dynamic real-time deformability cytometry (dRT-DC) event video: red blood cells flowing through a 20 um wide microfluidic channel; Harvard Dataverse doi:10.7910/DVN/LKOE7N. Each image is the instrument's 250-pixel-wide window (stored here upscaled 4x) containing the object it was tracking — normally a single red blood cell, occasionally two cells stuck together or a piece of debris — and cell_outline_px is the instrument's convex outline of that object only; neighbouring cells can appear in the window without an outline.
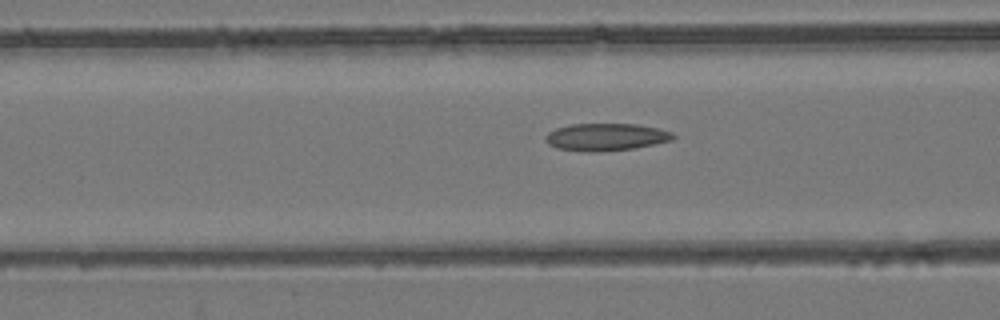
{"species": "common noctule bat (a hibernating species)", "species_latin": "Nyctalus noctula", "temperature_condition": "room temperature", "stored_images_in_passage": 54, "camera_frame_rate_fps": 3000, "um_per_image_px": 0.085, "animal": {"sex": "female", "body_mass_g": 24.6, "forearm_length_mm": 56.2}, "frame": {"image": 1, "passage_image": 22, "time_ms": 7.0, "image_size_px": [1000, 320], "cell_outline_px": [[676, 136], [672, 140], [632, 148], [596, 152], [584, 152], [556, 148], [548, 144], [544, 140], [544, 136], [548, 132], [556, 128], [572, 124], [636, 124], [656, 128], [672, 132]], "centroid_in_image_um": [51.44, 11.65], "position_along_channel_um": 115.2, "area_um2": 20.29}}
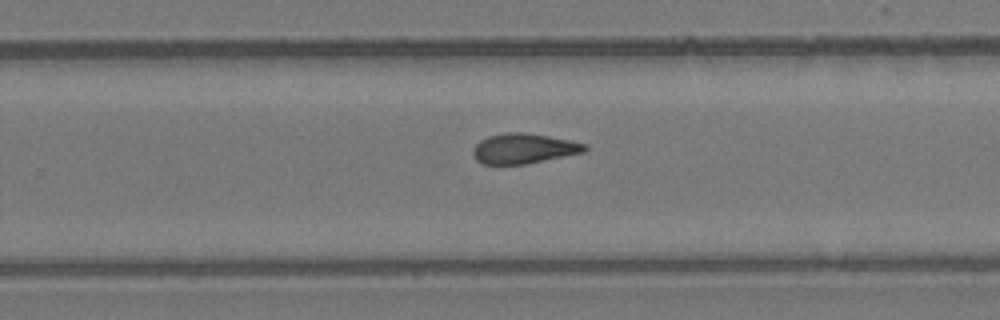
{"frame": {"image": 2, "passage_image": 35, "time_ms": 11.333, "image_size_px": [1000, 320], "cell_outline_px": [[588, 148], [584, 152], [524, 164], [484, 164], [476, 160], [472, 152], [476, 144], [480, 140], [488, 136], [508, 132], [524, 132], [548, 136], [588, 144]], "centroid_in_image_um": [44.51, 12.62], "position_along_channel_um": 285.3, "area_um2": 19.42}}
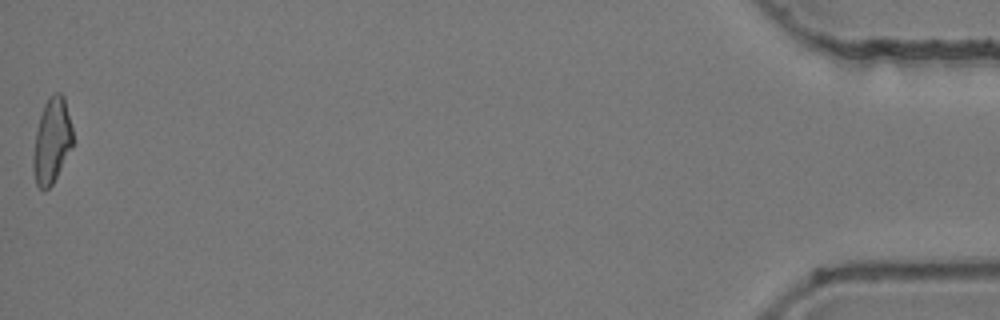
{"frame": {"image": 3, "passage_image": 54, "time_ms": 17.667, "image_size_px": [1000, 320], "cell_outline_px": [[72, 148], [52, 184], [44, 192], [36, 184], [32, 168], [32, 156], [36, 132], [40, 116], [44, 104], [48, 96], [52, 92], [60, 92], [64, 96], [72, 128]], "centroid_in_image_um": [4.39, 11.96], "position_along_channel_um": 430.8, "area_um2": 19.77}, "authors_computed_cell_mechanics": {"area_um2": 20.0277, "velocity_mm_per_s": 3.9254, "shape_relaxation_time_tau1_ms": null, "shape_relaxation_time_tau2_ms": 3.8301, "deformation_change_tau1": null, "deformation_change_tau2": 0.1201}}